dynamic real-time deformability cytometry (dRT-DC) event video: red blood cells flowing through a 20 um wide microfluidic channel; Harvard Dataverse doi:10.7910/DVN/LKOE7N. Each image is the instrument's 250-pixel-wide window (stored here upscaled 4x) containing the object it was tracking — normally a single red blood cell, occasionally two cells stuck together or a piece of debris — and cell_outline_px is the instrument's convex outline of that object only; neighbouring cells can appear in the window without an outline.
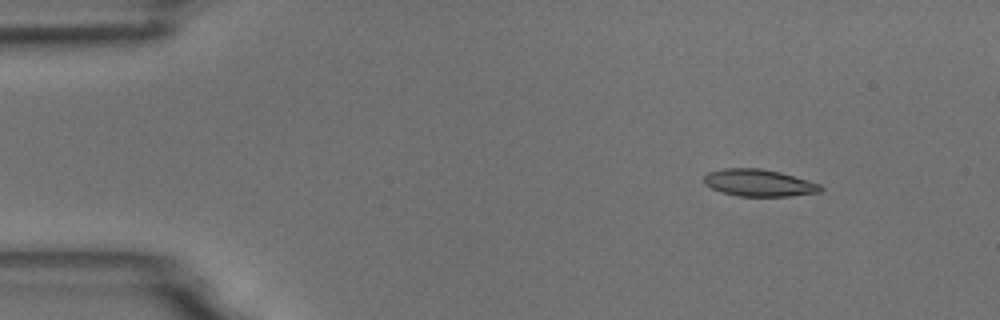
{"species": "common noctule bat (a hibernating species)", "species_latin": "Nyctalus noctula", "temperature_condition": "room temperature", "stored_images_in_passage": 7, "camera_frame_rate_fps": 3000, "um_per_image_px": 0.085, "animal": {"sex": "male", "body_mass_g": 18.8}, "frame": {"image": 1, "passage_image": 2, "time_ms": 1.0, "image_size_px": [1000, 320], "cell_outline_px": [[824, 188], [820, 192], [788, 196], [740, 196], [720, 192], [704, 184], [704, 176], [708, 172], [720, 168], [760, 168], [780, 172], [820, 184]], "centroid_in_image_um": [64.48, 15.54], "position_along_channel_um": 20.5, "area_um2": 18.38}}
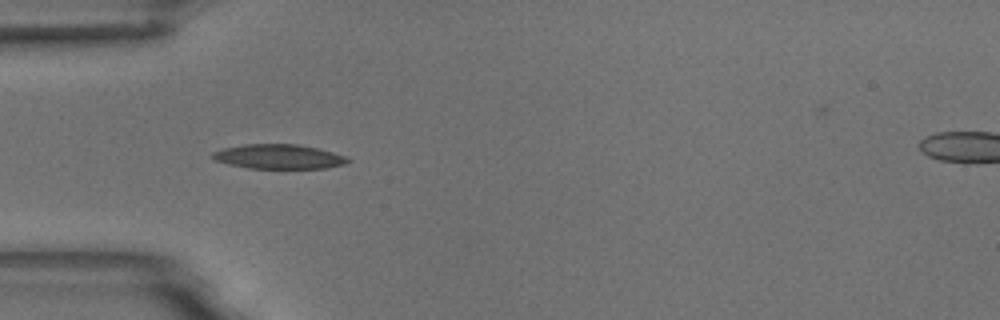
{"frame": {"image": 2, "passage_image": 5, "time_ms": 4.333, "image_size_px": [1000, 320], "cell_outline_px": [[352, 160], [344, 164], [324, 168], [248, 168], [228, 164], [216, 160], [212, 156], [212, 152], [224, 148], [244, 144], [296, 144], [316, 148], [332, 152], [344, 156]], "centroid_in_image_um": [23.68, 13.31], "position_along_channel_um": 61.3, "area_um2": 19.07}}